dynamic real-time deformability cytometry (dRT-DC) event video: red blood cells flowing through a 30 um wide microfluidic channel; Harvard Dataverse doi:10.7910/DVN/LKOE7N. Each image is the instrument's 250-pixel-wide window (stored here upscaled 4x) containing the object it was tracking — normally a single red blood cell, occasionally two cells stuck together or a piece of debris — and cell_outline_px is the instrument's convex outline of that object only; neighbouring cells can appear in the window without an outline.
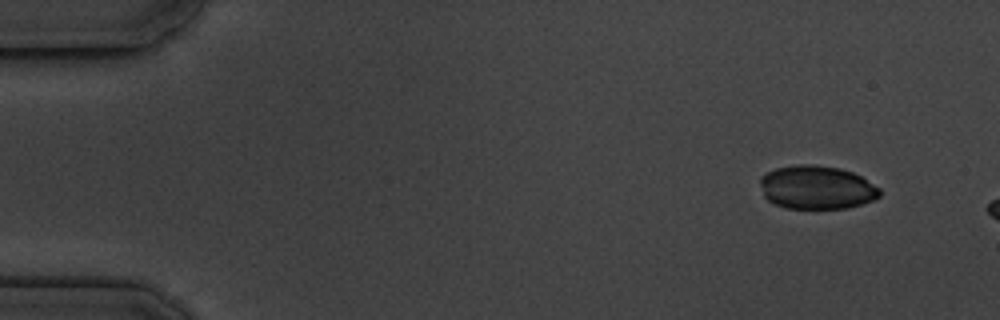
{"species": "common noctule bat (a hibernating species)", "species_latin": "Nyctalus noctula", "temperature_condition": "cold", "stored_images_in_passage": 3, "segment_of_instrument_passage": [2, 2], "camera_frame_rate_fps": 3000, "um_per_image_px": 0.085, "animal": {"sex": "male", "body_mass_g": 19.5, "forearm_length_mm": 54.6}, "frame": {"image": 1, "passage_image": 3, "time_ms": 3.333, "image_size_px": [1000, 320], "cell_outline_px": [[880, 196], [872, 200], [848, 208], [788, 208], [776, 204], [768, 200], [764, 196], [760, 184], [760, 176], [776, 168], [800, 164], [808, 164], [840, 168], [852, 172], [860, 176], [880, 188]], "centroid_in_image_um": [69.41, 15.93], "position_along_channel_um": 15.6, "area_um2": 30.11}}